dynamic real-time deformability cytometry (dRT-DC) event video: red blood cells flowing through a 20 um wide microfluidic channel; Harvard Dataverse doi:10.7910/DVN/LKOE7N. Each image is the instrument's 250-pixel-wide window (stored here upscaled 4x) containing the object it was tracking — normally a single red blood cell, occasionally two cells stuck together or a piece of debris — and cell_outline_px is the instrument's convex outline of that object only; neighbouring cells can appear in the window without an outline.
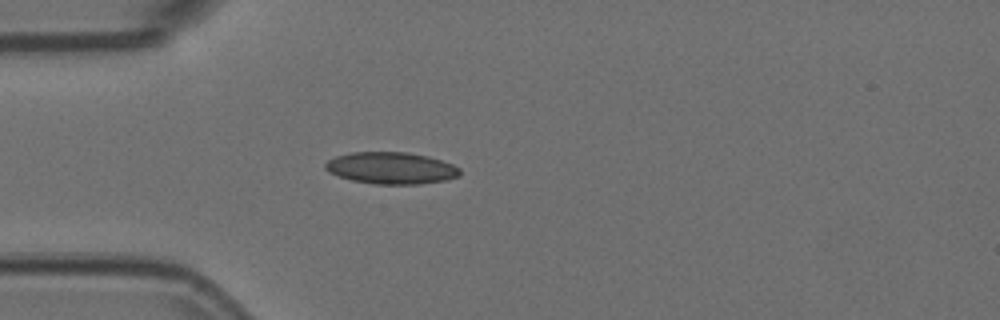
{"species": "Egyptian fruit bat (a non-hibernating species)", "species_latin": "Rousettus aegyptiacus", "temperature_condition": "room temperature", "stored_images_in_passage": 1, "camera_frame_rate_fps": 3000, "um_per_image_px": 0.085, "animal": {"sex": "female"}, "frame": {"image": 1, "passage_image": 1, "time_ms": 0.0, "image_size_px": [1000, 320], "cell_outline_px": [[460, 176], [444, 180], [420, 184], [372, 184], [352, 180], [328, 172], [324, 168], [324, 164], [328, 160], [336, 156], [352, 152], [408, 152], [428, 156], [452, 164], [460, 168]], "centroid_in_image_um": [33.24, 14.28], "position_along_channel_um": 51.8, "area_um2": 24.97}}